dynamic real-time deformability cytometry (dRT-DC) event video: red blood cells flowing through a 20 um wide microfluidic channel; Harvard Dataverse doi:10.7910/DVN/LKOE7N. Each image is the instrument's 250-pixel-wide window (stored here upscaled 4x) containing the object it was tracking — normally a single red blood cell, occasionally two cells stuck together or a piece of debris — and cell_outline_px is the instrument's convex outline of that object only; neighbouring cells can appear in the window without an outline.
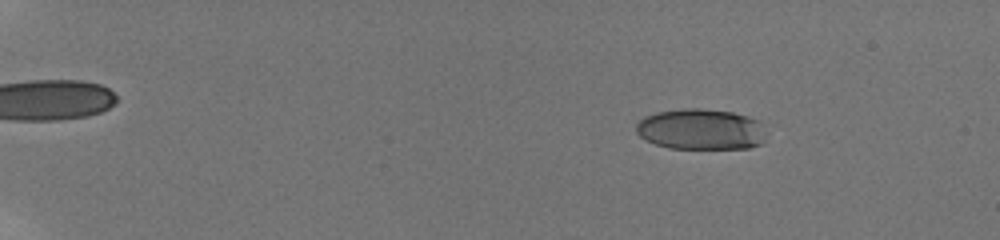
{"species": "human", "species_latin": "Homo sapiens", "temperature_condition": "room temperature", "stored_images_in_passage": 62, "camera_frame_rate_fps": 3000, "um_per_image_px": 0.085, "donor": {"sex": "male"}, "frame": {"image": 1, "passage_image": 5, "time_ms": 2.667, "image_size_px": [1000, 240], "cell_outline_px": [[768, 132], [764, 140], [760, 144], [748, 148], [668, 148], [644, 140], [636, 132], [636, 124], [644, 116], [656, 112], [684, 108], [704, 108], [732, 112], [748, 116], [756, 120]], "centroid_in_image_um": [59.57, 10.98], "position_along_channel_um": 25.4, "area_um2": 31.21}}
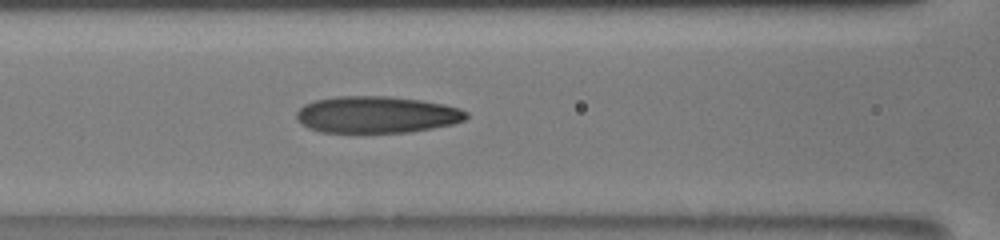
{"frame": {"image": 2, "passage_image": 30, "time_ms": 9.333, "image_size_px": [1000, 240], "cell_outline_px": [[468, 116], [464, 120], [452, 124], [432, 128], [408, 132], [320, 132], [308, 128], [300, 124], [296, 120], [296, 112], [304, 104], [316, 100], [336, 96], [388, 96], [420, 100], [444, 104], [460, 108], [468, 112]], "centroid_in_image_um": [31.99, 9.74], "position_along_channel_um": 134.6, "area_um2": 36.47}}
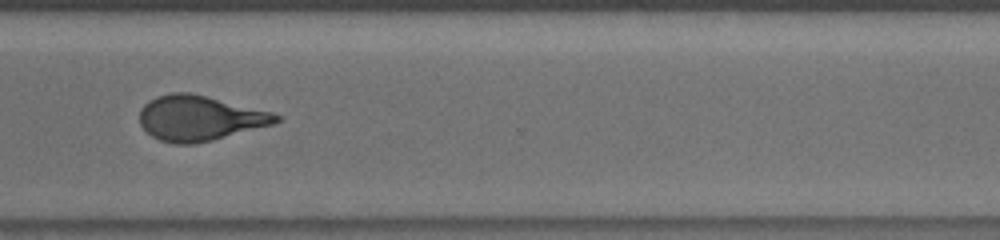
{"frame": {"image": 3, "passage_image": 52, "time_ms": 15.0, "image_size_px": [1000, 240], "cell_outline_px": [[284, 116], [280, 120], [272, 124], [212, 140], [192, 144], [176, 144], [160, 140], [152, 136], [140, 124], [140, 108], [148, 100], [156, 96], [172, 92], [188, 92], [272, 112]], "centroid_in_image_um": [16.94, 10.03], "position_along_channel_um": 353.7, "area_um2": 35.55}, "authors_computed_cell_mechanics": {"area_um2": 35.4892, "velocity_mm_per_s": 3.8737, "shape_relaxation_time_tau1_ms": 10.4682, "shape_relaxation_time_tau2_ms": 1.4931, "deformation_change_tau1": 0.3028, "deformation_change_tau2": 0.0999}}